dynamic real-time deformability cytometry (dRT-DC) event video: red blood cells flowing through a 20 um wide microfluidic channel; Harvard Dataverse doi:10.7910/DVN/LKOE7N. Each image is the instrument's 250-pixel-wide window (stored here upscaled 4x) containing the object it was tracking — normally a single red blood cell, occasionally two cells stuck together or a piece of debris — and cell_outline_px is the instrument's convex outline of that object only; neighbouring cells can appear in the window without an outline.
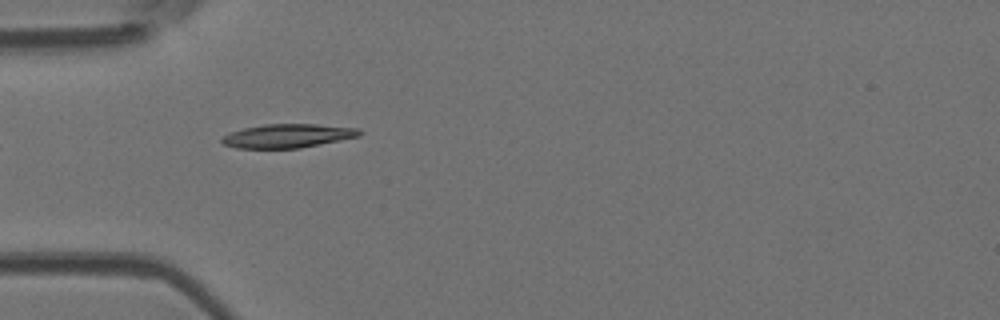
{"species": "Egyptian fruit bat (a non-hibernating species)", "species_latin": "Rousettus aegyptiacus", "temperature_condition": "room temperature", "stored_images_in_passage": 23, "camera_frame_rate_fps": 3000, "um_per_image_px": 0.085, "animal": {"sex": "female"}, "frame": {"image": 1, "passage_image": 1, "time_ms": 0.0, "image_size_px": [1000, 320], "cell_outline_px": [[364, 132], [360, 136], [300, 148], [236, 148], [224, 144], [220, 140], [224, 136], [232, 132], [244, 128], [264, 124], [316, 124], [360, 128]], "centroid_in_image_um": [24.51, 11.54], "position_along_channel_um": 60.5, "area_um2": 19.02}}
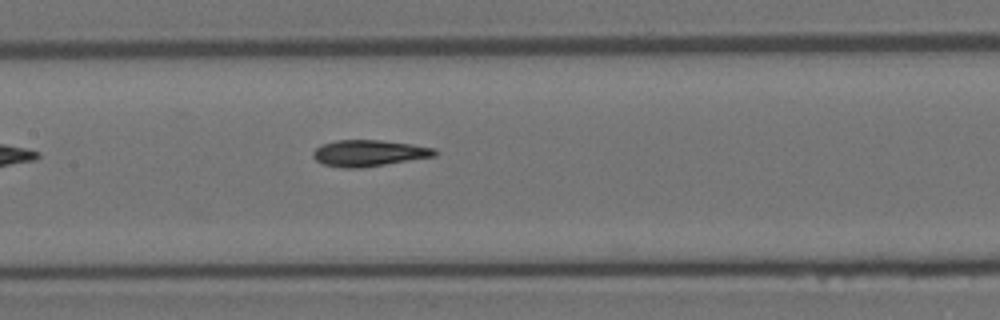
{"frame": {"image": 2, "passage_image": 10, "time_ms": 3.0, "image_size_px": [1000, 320], "cell_outline_px": [[436, 156], [360, 168], [340, 168], [324, 164], [316, 160], [312, 156], [312, 152], [320, 144], [336, 140], [380, 140], [412, 144], [436, 148]], "centroid_in_image_um": [31.33, 13.01], "position_along_channel_um": 176.1, "area_um2": 18.73}}
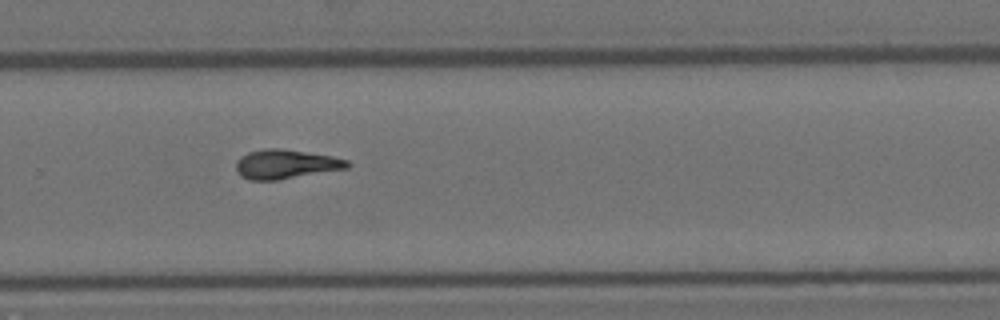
{"frame": {"image": 3, "passage_image": 20, "time_ms": 6.333, "image_size_px": [1000, 320], "cell_outline_px": [[352, 164], [348, 168], [280, 180], [248, 180], [240, 176], [236, 172], [236, 160], [240, 156], [248, 152], [264, 148], [284, 148], [332, 156], [348, 160]], "centroid_in_image_um": [24.27, 13.95], "position_along_channel_um": 305.5, "area_um2": 19.36}}